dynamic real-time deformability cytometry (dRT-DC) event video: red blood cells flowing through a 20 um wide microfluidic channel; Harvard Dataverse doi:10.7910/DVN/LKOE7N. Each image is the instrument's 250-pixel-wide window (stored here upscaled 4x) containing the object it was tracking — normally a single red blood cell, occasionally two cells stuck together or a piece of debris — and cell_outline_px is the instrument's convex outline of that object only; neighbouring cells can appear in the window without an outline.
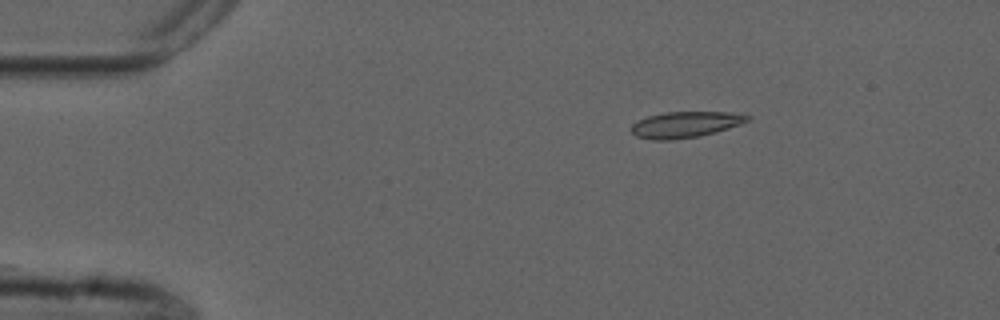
{"species": "common noctule bat (a hibernating species)", "species_latin": "Nyctalus noctula", "temperature_condition": "cold", "stored_images_in_passage": 12, "camera_frame_rate_fps": 3000, "um_per_image_px": 0.085, "animal": {"sex": "male", "forearm_length_mm": 52.5}, "frame": {"image": 1, "passage_image": 1, "time_ms": 0.0, "image_size_px": [1000, 320], "cell_outline_px": [[752, 120], [716, 132], [700, 136], [672, 140], [652, 140], [636, 136], [632, 132], [632, 124], [648, 116], [664, 112], [728, 112], [752, 116]], "centroid_in_image_um": [58.28, 10.59], "position_along_channel_um": 26.7, "area_um2": 17.63}}
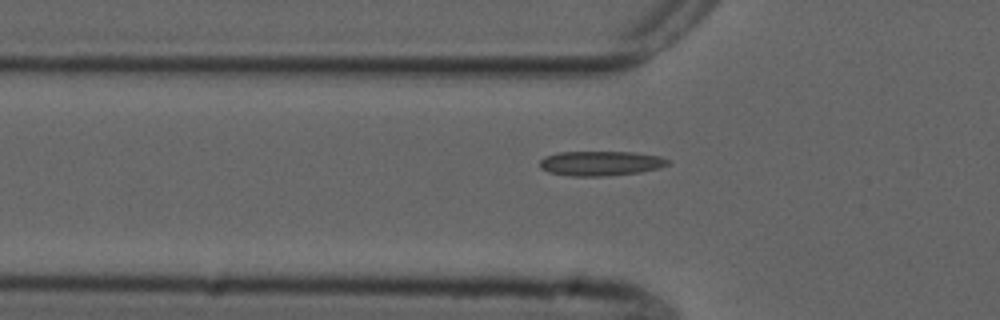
{"frame": {"image": 2, "passage_image": 10, "time_ms": 3.0, "image_size_px": [1000, 320], "cell_outline_px": [[668, 164], [660, 168], [640, 172], [604, 176], [572, 176], [548, 172], [540, 168], [540, 160], [544, 156], [560, 152], [632, 152], [660, 156], [668, 160]], "centroid_in_image_um": [51.03, 13.88], "position_along_channel_um": 74.8, "area_um2": 18.38}}